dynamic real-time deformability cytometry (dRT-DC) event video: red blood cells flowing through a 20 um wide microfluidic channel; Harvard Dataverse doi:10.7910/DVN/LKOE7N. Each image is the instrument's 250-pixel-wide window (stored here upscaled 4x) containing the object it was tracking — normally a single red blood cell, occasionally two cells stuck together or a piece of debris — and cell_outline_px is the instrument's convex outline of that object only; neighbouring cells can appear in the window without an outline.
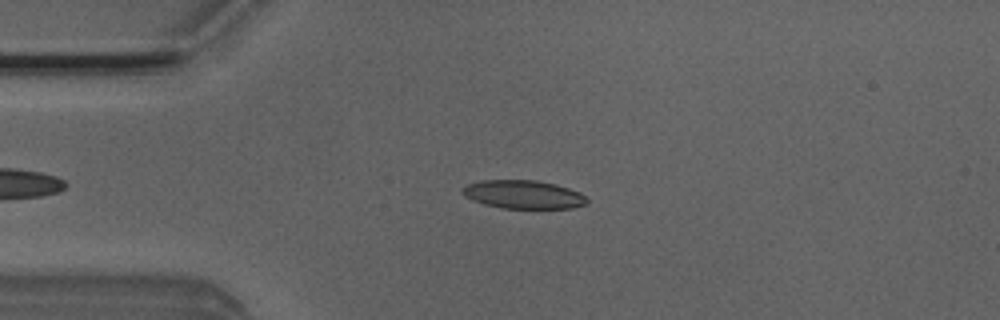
{"species": "Egyptian fruit bat (a non-hibernating species)", "species_latin": "Rousettus aegyptiacus", "temperature_condition": "room temperature", "stored_images_in_passage": 40, "camera_frame_rate_fps": 3000, "um_per_image_px": 0.085, "animal": {"sex": "male"}, "frame": {"image": 1, "passage_image": 12, "time_ms": 3.667, "image_size_px": [1000, 320], "cell_outline_px": [[588, 204], [572, 208], [500, 208], [484, 204], [472, 200], [464, 196], [460, 192], [460, 188], [468, 184], [484, 180], [536, 180], [556, 184], [580, 192], [588, 200]], "centroid_in_image_um": [44.47, 16.53], "position_along_channel_um": 40.5, "area_um2": 20.75}}
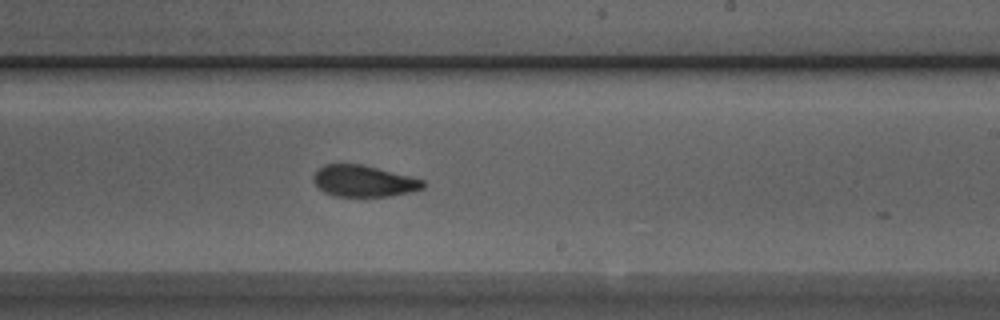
{"frame": {"image": 2, "passage_image": 30, "time_ms": 9.667, "image_size_px": [1000, 320], "cell_outline_px": [[424, 188], [392, 196], [332, 196], [324, 192], [312, 180], [312, 176], [324, 164], [360, 164], [424, 180]], "centroid_in_image_um": [30.88, 15.4], "position_along_channel_um": 258.1, "area_um2": 19.77}}
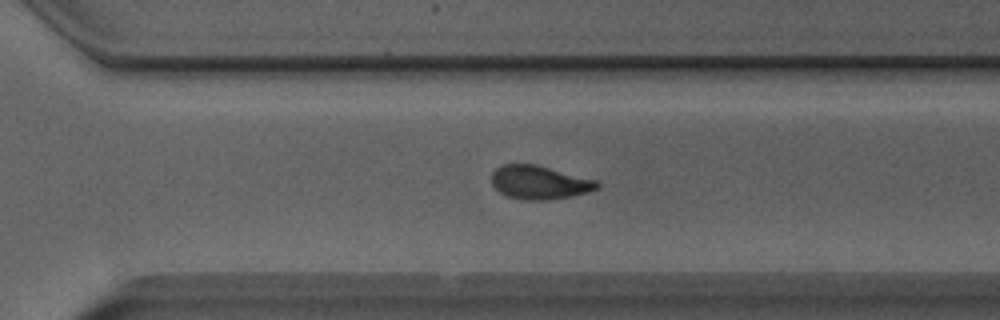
{"frame": {"image": 3, "passage_image": 35, "time_ms": 11.333, "image_size_px": [1000, 320], "cell_outline_px": [[600, 188], [588, 192], [572, 196], [548, 200], [520, 200], [508, 196], [500, 192], [492, 184], [492, 172], [496, 168], [504, 164], [536, 164], [596, 180], [600, 184]], "centroid_in_image_um": [45.86, 15.51], "position_along_channel_um": 324.7, "area_um2": 20.69}}